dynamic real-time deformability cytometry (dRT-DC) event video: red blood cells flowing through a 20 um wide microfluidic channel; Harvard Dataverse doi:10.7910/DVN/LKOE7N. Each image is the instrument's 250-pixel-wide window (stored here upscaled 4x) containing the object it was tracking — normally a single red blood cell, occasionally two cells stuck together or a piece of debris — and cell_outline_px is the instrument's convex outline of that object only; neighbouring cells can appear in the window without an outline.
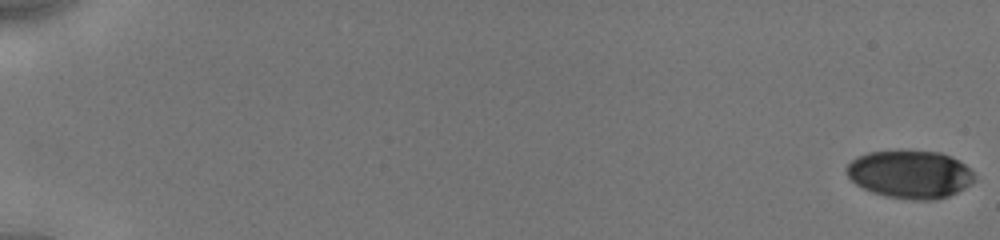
{"species": "human", "species_latin": "Homo sapiens", "temperature_condition": "cold", "stored_images_in_passage": 8, "camera_frame_rate_fps": 3000, "um_per_image_px": 0.085, "donor": {"sex": "male"}, "frame": {"image": 1, "passage_image": 1, "time_ms": 0.0, "image_size_px": [1000, 240], "cell_outline_px": [[976, 176], [964, 188], [948, 196], [936, 200], [908, 200], [888, 196], [872, 192], [856, 184], [848, 176], [848, 164], [856, 156], [868, 152], [940, 152], [960, 160]], "centroid_in_image_um": [77.36, 14.83], "position_along_channel_um": 7.6, "area_um2": 35.14}}
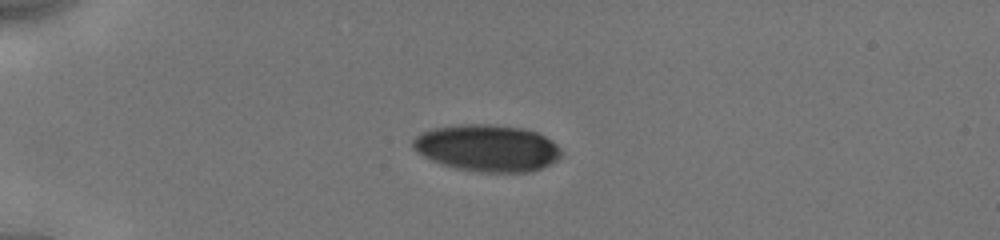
{"frame": {"image": 2, "passage_image": 7, "time_ms": 5.0, "image_size_px": [1000, 240], "cell_outline_px": [[560, 156], [556, 160], [540, 168], [528, 172], [480, 172], [456, 168], [440, 164], [416, 152], [412, 148], [412, 140], [420, 132], [432, 128], [464, 124], [488, 124], [524, 128], [536, 132], [552, 140], [560, 148]], "centroid_in_image_um": [41.37, 12.57], "position_along_channel_um": 43.6, "area_um2": 40.46}}